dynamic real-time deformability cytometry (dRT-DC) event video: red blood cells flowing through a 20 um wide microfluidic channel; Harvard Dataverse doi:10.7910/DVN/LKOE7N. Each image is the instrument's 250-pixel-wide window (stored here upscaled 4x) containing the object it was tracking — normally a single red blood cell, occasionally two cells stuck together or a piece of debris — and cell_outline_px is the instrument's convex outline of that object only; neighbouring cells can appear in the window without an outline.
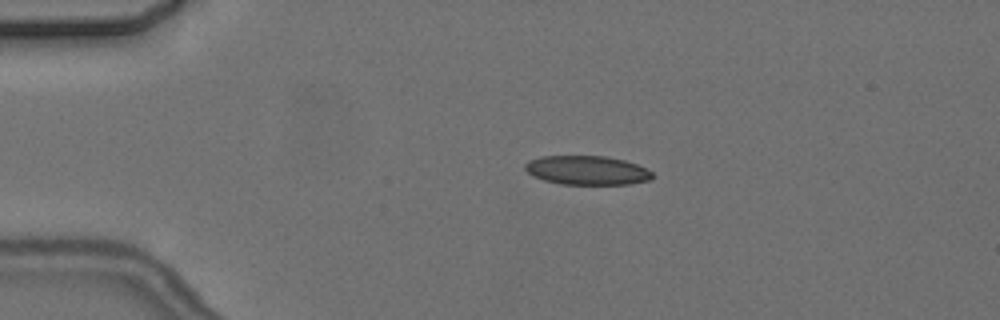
{"species": "common noctule bat (a hibernating species)", "species_latin": "Nyctalus noctula", "temperature_condition": "cold", "stored_images_in_passage": 9, "camera_frame_rate_fps": 3000, "um_per_image_px": 0.085, "animal": {"sex": "female", "body_mass_g": 24.6, "forearm_length_mm": 56.2}, "frame": {"image": 1, "passage_image": 2, "time_ms": 2.333, "image_size_px": [1000, 320], "cell_outline_px": [[656, 176], [648, 180], [628, 184], [560, 184], [544, 180], [532, 176], [524, 168], [524, 164], [528, 160], [540, 156], [604, 156], [624, 160], [648, 168]], "centroid_in_image_um": [49.89, 14.47], "position_along_channel_um": 35.1, "area_um2": 21.68}}
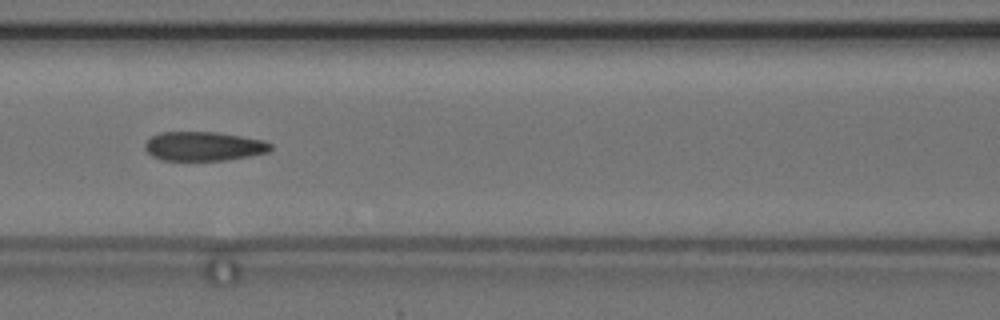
{"frame": {"image": 2, "passage_image": 6, "time_ms": 6.667, "image_size_px": [1000, 320], "cell_outline_px": [[272, 148], [268, 152], [248, 156], [224, 160], [160, 160], [152, 156], [144, 148], [144, 144], [152, 136], [160, 132], [216, 132], [264, 140], [272, 144]], "centroid_in_image_um": [17.3, 12.43], "position_along_channel_um": 149.3, "area_um2": 21.27}}